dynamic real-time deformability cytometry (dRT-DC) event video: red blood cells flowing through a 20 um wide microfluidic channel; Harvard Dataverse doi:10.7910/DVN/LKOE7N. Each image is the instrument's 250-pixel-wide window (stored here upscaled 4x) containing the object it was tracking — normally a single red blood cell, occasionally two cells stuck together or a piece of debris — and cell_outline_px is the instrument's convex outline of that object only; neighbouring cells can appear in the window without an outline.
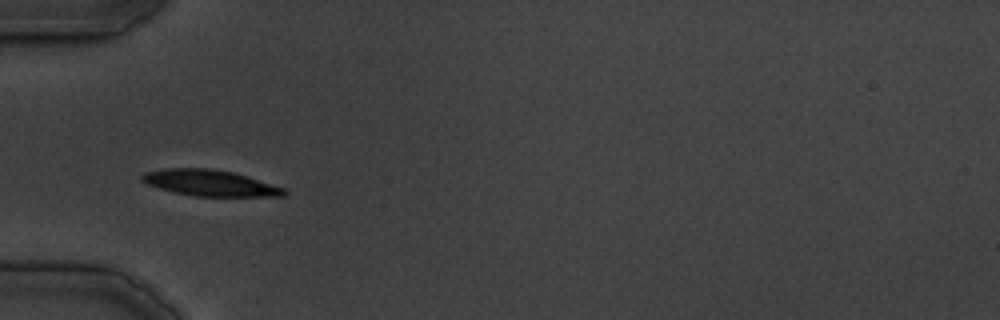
{"species": "common noctule bat (a hibernating species)", "species_latin": "Nyctalus noctula", "temperature_condition": "cold", "stored_images_in_passage": 14, "camera_frame_rate_fps": 3000, "um_per_image_px": 0.085, "animal": {"sex": "male", "body_mass_g": 19.5, "forearm_length_mm": 54.6}, "frame": {"image": 1, "passage_image": 1, "time_ms": 0.0, "image_size_px": [1000, 320], "cell_outline_px": [[288, 192], [284, 196], [196, 196], [176, 192], [160, 188], [148, 184], [140, 180], [140, 176], [144, 172], [168, 168], [212, 168], [232, 172], [248, 176], [284, 188]], "centroid_in_image_um": [17.85, 15.54], "position_along_channel_um": 67.2, "area_um2": 21.44}}